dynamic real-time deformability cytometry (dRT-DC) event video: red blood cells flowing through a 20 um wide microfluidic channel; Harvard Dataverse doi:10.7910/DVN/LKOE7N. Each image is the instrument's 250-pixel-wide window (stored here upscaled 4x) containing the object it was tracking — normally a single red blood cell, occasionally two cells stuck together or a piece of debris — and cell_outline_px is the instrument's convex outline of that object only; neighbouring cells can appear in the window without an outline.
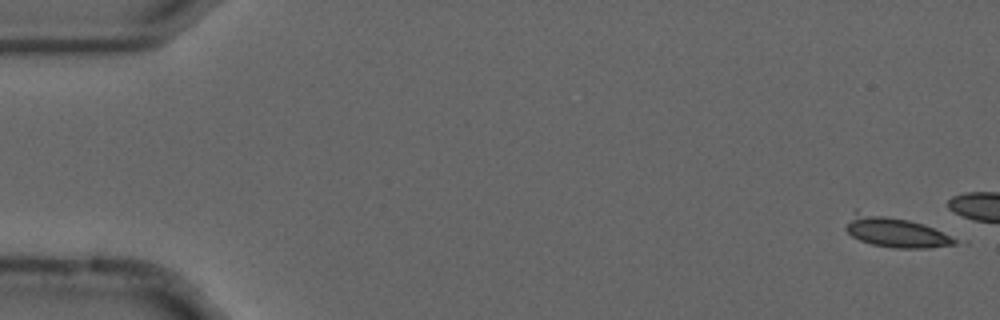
{"species": "common noctule bat (a hibernating species)", "species_latin": "Nyctalus noctula", "temperature_condition": "cold", "stored_images_in_passage": 15, "camera_frame_rate_fps": 3000, "um_per_image_px": 0.085, "animal": {"sex": "male", "forearm_length_mm": 52.5}, "frame": {"image": 1, "passage_image": 1, "time_ms": 0.0, "image_size_px": [1000, 320], "cell_outline_px": [[956, 244], [928, 248], [896, 248], [872, 244], [860, 240], [852, 236], [844, 228], [856, 208], [908, 220], [924, 224], [956, 240]], "centroid_in_image_um": [76.01, 19.68], "position_along_channel_um": 9.0, "area_um2": 19.31}}